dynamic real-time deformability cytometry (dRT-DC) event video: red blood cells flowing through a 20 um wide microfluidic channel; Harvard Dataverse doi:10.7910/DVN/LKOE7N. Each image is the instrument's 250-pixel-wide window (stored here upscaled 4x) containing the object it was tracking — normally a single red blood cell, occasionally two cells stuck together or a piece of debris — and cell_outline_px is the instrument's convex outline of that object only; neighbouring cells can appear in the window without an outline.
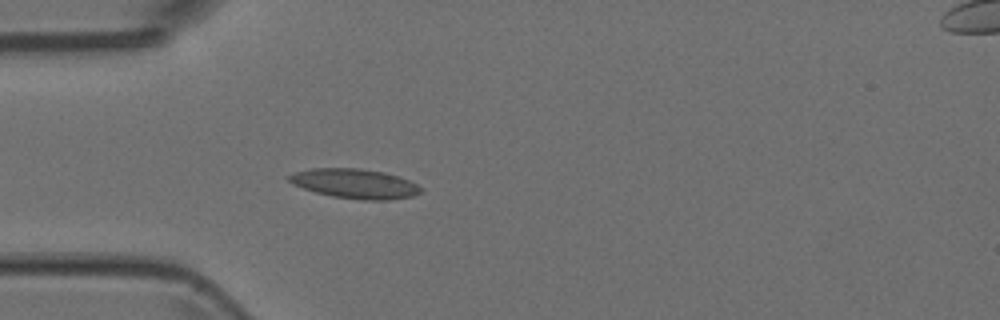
{"species": "Egyptian fruit bat (a non-hibernating species)", "species_latin": "Rousettus aegyptiacus", "temperature_condition": "room temperature", "stored_images_in_passage": 4, "camera_frame_rate_fps": 3000, "um_per_image_px": 0.085, "animal": {"sex": "female"}, "frame": {"image": 1, "passage_image": 4, "time_ms": 1.0, "image_size_px": [1000, 320], "cell_outline_px": [[424, 188], [420, 192], [412, 196], [388, 200], [364, 200], [332, 196], [316, 192], [292, 184], [284, 176], [296, 172], [312, 168], [360, 168], [384, 172], [408, 180]], "centroid_in_image_um": [30.14, 15.6], "position_along_channel_um": 54.9, "area_um2": 22.66}}